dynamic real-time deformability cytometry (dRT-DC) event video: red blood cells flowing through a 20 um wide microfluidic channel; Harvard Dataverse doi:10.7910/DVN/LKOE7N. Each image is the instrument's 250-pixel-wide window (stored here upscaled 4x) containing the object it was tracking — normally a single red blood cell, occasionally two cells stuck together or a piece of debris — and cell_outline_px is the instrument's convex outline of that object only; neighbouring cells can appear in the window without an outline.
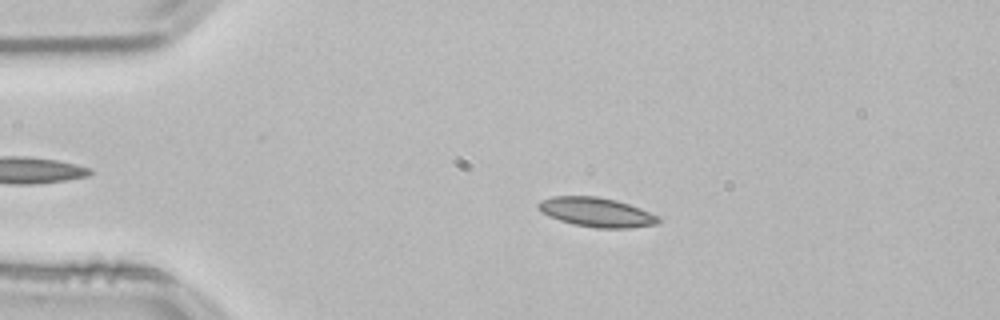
{"species": "common noctule bat (a hibernating species)", "species_latin": "Nyctalus noctula", "temperature_condition": "room temperature", "stored_images_in_passage": 52, "camera_frame_rate_fps": 3000, "um_per_image_px": 0.085, "animal": {"sex": "male", "body_mass_g": 21.5, "forearm_length_mm": 52.0}, "frame": {"image": 1, "passage_image": 10, "time_ms": 3.0, "image_size_px": [1000, 320], "cell_outline_px": [[660, 220], [656, 224], [628, 228], [596, 228], [572, 224], [548, 216], [540, 212], [536, 208], [536, 204], [540, 200], [552, 196], [596, 196], [616, 200], [640, 208], [660, 216]], "centroid_in_image_um": [50.65, 18.03], "position_along_channel_um": 34.3, "area_um2": 20.69}}
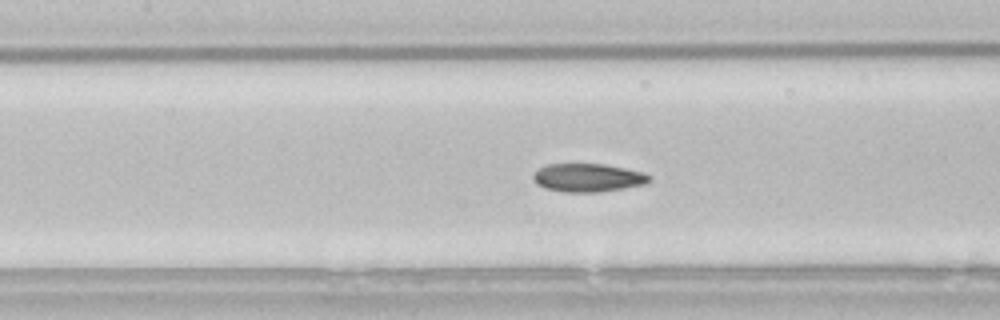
{"frame": {"image": 2, "passage_image": 23, "time_ms": 7.333, "image_size_px": [1000, 320], "cell_outline_px": [[652, 180], [644, 184], [624, 188], [600, 192], [564, 192], [544, 188], [536, 184], [532, 180], [532, 172], [536, 168], [548, 164], [604, 164], [644, 172], [652, 176]], "centroid_in_image_um": [49.93, 15.1], "position_along_channel_um": 157.5, "area_um2": 19.48}}
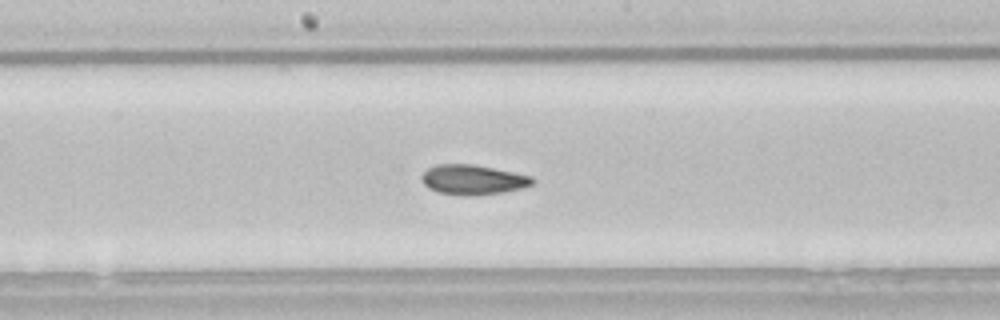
{"frame": {"image": 3, "passage_image": 27, "time_ms": 8.667, "image_size_px": [1000, 320], "cell_outline_px": [[536, 180], [532, 184], [524, 188], [504, 192], [472, 196], [464, 196], [436, 192], [428, 188], [420, 180], [420, 176], [428, 168], [436, 164], [472, 164], [532, 176]], "centroid_in_image_um": [40.17, 15.29], "position_along_channel_um": 208.0, "area_um2": 19.48}, "authors_computed_cell_mechanics": {"area_um2": 19.4786, "velocity_mm_per_s": 3.7895, "shape_relaxation_time_tau1_ms": null, "shape_relaxation_time_tau2_ms": 3.731, "deformation_change_tau1": null, "deformation_change_tau2": 0.0775}}